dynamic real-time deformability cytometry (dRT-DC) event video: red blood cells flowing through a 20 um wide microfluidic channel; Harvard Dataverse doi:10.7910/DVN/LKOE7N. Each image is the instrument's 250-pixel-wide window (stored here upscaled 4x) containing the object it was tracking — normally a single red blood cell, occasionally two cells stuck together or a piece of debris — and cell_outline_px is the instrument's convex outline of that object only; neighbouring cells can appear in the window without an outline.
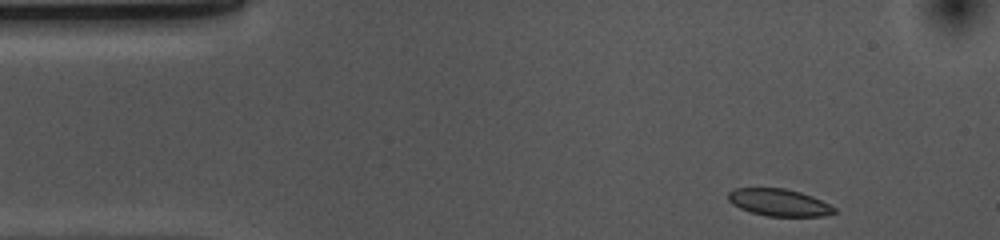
{"species": "common noctule bat (a hibernating species)", "species_latin": "Nyctalus noctula", "temperature_condition": "cold", "stored_images_in_passage": 39, "camera_frame_rate_fps": 3000, "um_per_image_px": 0.085, "animal": {"sex": "female", "body_mass_g": 10.0, "forearm_length_mm": 53.1}, "frame": {"image": 1, "passage_image": 1, "time_ms": 0.0, "image_size_px": [1000, 240], "cell_outline_px": [[836, 212], [824, 216], [768, 216], [752, 212], [740, 208], [732, 204], [728, 200], [728, 192], [736, 188], [784, 188], [800, 192], [812, 196], [836, 208]], "centroid_in_image_um": [66.2, 17.21], "position_along_channel_um": 18.8, "area_um2": 16.65}}
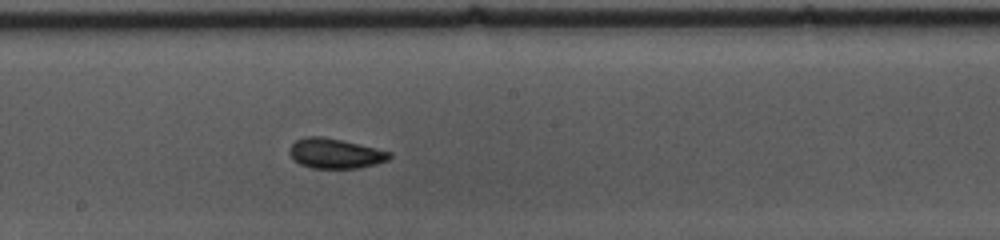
{"frame": {"image": 2, "passage_image": 23, "time_ms": 7.333, "image_size_px": [1000, 240], "cell_outline_px": [[392, 156], [388, 160], [376, 164], [356, 168], [312, 168], [300, 164], [288, 152], [288, 148], [296, 140], [304, 136], [320, 136], [340, 140], [376, 148], [392, 152]], "centroid_in_image_um": [28.49, 13.04], "position_along_channel_um": 219.7, "area_um2": 17.34}}
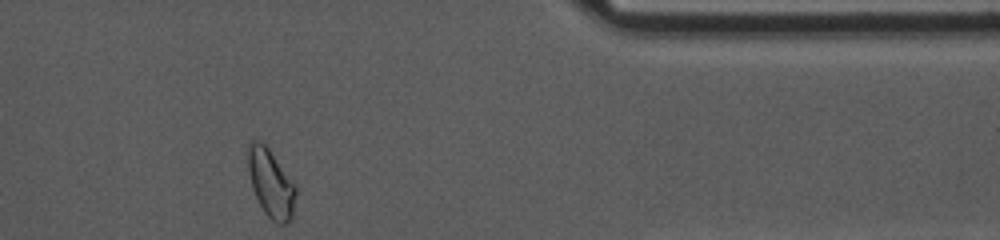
{"frame": {"image": 3, "passage_image": 39, "time_ms": 12.667, "image_size_px": [1000, 240], "cell_outline_px": [[296, 196], [292, 216], [284, 224], [276, 224], [264, 212], [252, 188], [248, 172], [248, 144], [252, 140], [260, 140], [268, 148], [296, 184]], "centroid_in_image_um": [23.03, 15.57], "position_along_channel_um": 388.4, "area_um2": 18.96}, "authors_computed_cell_mechanics": {"area_um2": 17.629, "velocity_mm_per_s": 3.6667, "shape_relaxation_time_tau1_ms": 2.9941, "shape_relaxation_time_tau2_ms": 1.5521, "deformation_change_tau1": 0.0989, "deformation_change_tau2": 0.0659}}